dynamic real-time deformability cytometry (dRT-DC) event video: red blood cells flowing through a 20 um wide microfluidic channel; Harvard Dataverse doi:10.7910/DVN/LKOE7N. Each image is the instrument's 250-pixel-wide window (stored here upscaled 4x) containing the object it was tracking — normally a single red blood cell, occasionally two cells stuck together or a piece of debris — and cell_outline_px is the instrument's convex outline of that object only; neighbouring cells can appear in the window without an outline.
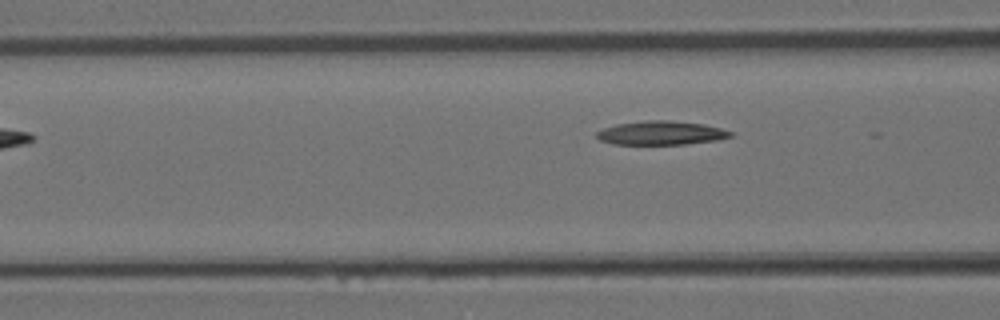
{"species": "Egyptian fruit bat (a non-hibernating species)", "species_latin": "Rousettus aegyptiacus", "temperature_condition": "room temperature", "stored_images_in_passage": 4, "segment_of_instrument_passage": [2, 2], "camera_frame_rate_fps": 3000, "um_per_image_px": 0.085, "animal": {"sex": "female"}, "frame": {"image": 1, "passage_image": 4, "time_ms": 1.0, "image_size_px": [1000, 320], "cell_outline_px": [[732, 136], [716, 140], [684, 144], [612, 144], [600, 140], [596, 136], [596, 132], [604, 128], [616, 124], [644, 120], [668, 120], [704, 124], [720, 128], [732, 132]], "centroid_in_image_um": [56.16, 11.29], "position_along_channel_um": 110.4, "area_um2": 18.5}}